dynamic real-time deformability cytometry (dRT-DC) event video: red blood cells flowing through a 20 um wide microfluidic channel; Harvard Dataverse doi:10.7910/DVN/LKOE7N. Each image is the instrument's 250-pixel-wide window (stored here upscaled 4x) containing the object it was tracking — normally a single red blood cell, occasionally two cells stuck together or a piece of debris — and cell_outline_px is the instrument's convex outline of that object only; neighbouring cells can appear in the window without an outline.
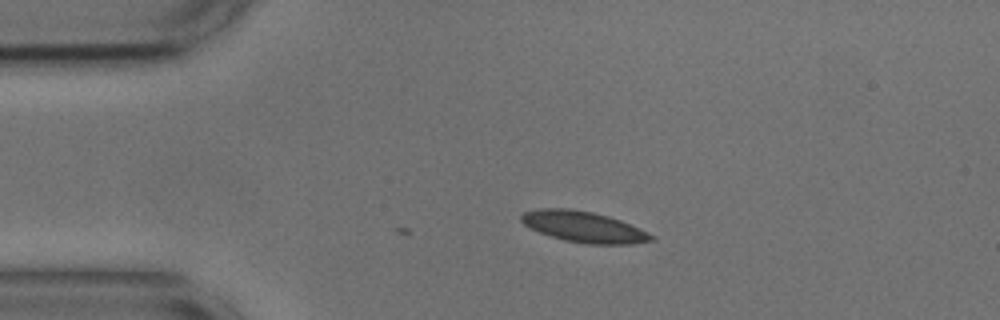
{"species": "common noctule bat (a hibernating species)", "species_latin": "Nyctalus noctula", "temperature_condition": "cold", "stored_images_in_passage": 2, "camera_frame_rate_fps": 3000, "um_per_image_px": 0.085, "animal": {"sex": "male", "body_mass_g": 17.9, "forearm_length_mm": 54.2}, "frame": {"image": 1, "passage_image": 2, "time_ms": 0.333, "image_size_px": [1000, 320], "cell_outline_px": [[656, 240], [632, 244], [588, 244], [564, 240], [540, 232], [524, 224], [520, 220], [520, 216], [524, 212], [536, 208], [568, 208], [592, 212], [608, 216], [620, 220], [640, 228], [656, 236]], "centroid_in_image_um": [49.65, 19.28], "position_along_channel_um": 35.3, "area_um2": 23.47}}